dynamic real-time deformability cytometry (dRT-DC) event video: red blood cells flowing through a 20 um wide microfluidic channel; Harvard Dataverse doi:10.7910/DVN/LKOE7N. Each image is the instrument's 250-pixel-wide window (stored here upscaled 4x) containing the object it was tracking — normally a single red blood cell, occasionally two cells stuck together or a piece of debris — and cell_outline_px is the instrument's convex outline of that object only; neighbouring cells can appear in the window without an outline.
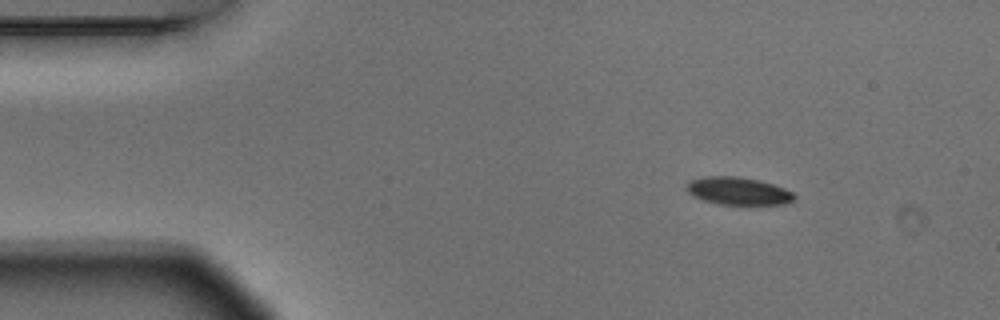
{"species": "Egyptian fruit bat (a non-hibernating species)", "species_latin": "Rousettus aegyptiacus", "temperature_condition": "warm", "stored_images_in_passage": 3, "camera_frame_rate_fps": 3000, "um_per_image_px": 0.085, "animal": {"sex": "male"}, "frame": {"image": 1, "passage_image": 1, "time_ms": 0.0, "image_size_px": [1000, 320], "cell_outline_px": [[796, 196], [792, 200], [784, 204], [720, 204], [704, 200], [692, 196], [684, 188], [688, 180], [704, 176], [740, 176], [760, 180], [784, 188], [792, 192]], "centroid_in_image_um": [62.68, 16.21], "position_along_channel_um": 22.3, "area_um2": 17.46}}